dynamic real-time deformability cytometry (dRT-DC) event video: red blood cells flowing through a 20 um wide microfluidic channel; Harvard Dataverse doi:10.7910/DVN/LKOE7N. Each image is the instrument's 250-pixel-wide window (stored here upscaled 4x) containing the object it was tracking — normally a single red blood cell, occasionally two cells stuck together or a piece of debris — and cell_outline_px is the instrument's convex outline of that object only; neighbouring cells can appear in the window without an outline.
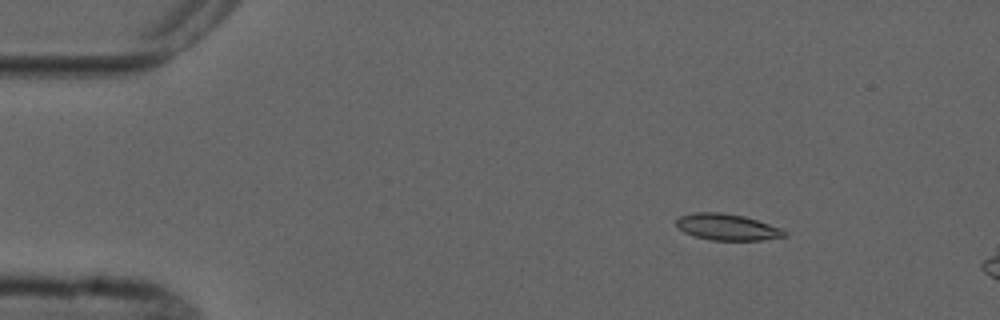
{"species": "common noctule bat (a hibernating species)", "species_latin": "Nyctalus noctula", "temperature_condition": "cold", "stored_images_in_passage": 4, "camera_frame_rate_fps": 3000, "um_per_image_px": 0.085, "animal": {"sex": "male", "forearm_length_mm": 52.5}, "frame": {"image": 1, "passage_image": 2, "time_ms": 2.0, "image_size_px": [1000, 320], "cell_outline_px": [[788, 236], [760, 240], [712, 240], [696, 236], [684, 232], [676, 224], [676, 220], [680, 216], [696, 212], [720, 212], [744, 216], [780, 228], [788, 232]], "centroid_in_image_um": [61.83, 19.3], "position_along_channel_um": 23.2, "area_um2": 16.42}}